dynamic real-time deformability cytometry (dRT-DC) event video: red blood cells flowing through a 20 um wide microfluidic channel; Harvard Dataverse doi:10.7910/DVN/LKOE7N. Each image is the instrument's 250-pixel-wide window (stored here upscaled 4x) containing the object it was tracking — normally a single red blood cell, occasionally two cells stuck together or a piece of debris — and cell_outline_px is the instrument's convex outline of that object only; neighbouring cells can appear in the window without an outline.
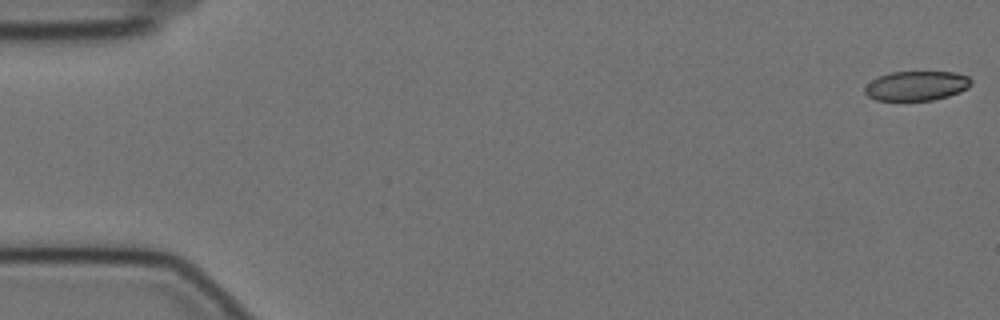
{"species": "Egyptian fruit bat (a non-hibernating species)", "species_latin": "Rousettus aegyptiacus", "temperature_condition": "cold", "stored_images_in_passage": 58, "camera_frame_rate_fps": 3000, "um_per_image_px": 0.085, "animal": {"sex": "female"}, "frame": {"image": 1, "passage_image": 1, "time_ms": 0.0, "image_size_px": [1000, 320], "cell_outline_px": [[972, 84], [968, 88], [960, 92], [948, 96], [932, 100], [876, 100], [868, 96], [864, 92], [864, 88], [872, 80], [880, 76], [892, 72], [956, 72], [968, 76], [972, 80]], "centroid_in_image_um": [77.94, 7.29], "position_along_channel_um": 7.1, "area_um2": 18.26}}
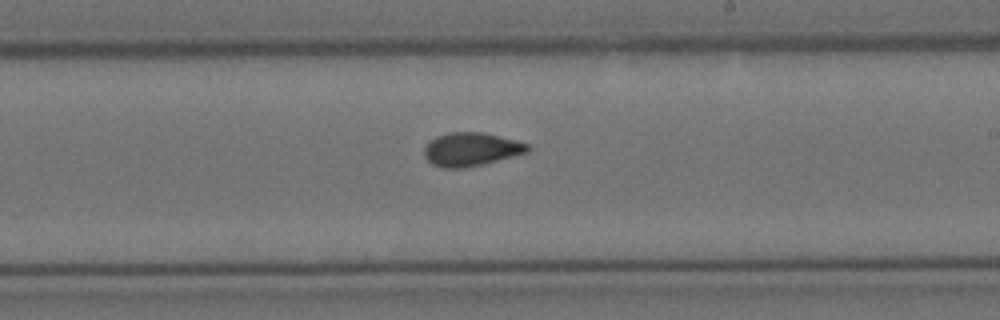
{"frame": {"image": 2, "passage_image": 34, "time_ms": 11.0, "image_size_px": [1000, 320], "cell_outline_px": [[532, 148], [528, 152], [484, 164], [464, 168], [440, 168], [432, 164], [424, 156], [424, 148], [436, 136], [448, 132], [484, 132], [528, 144]], "centroid_in_image_um": [40.04, 12.7], "position_along_channel_um": 249.0, "area_um2": 20.17}}
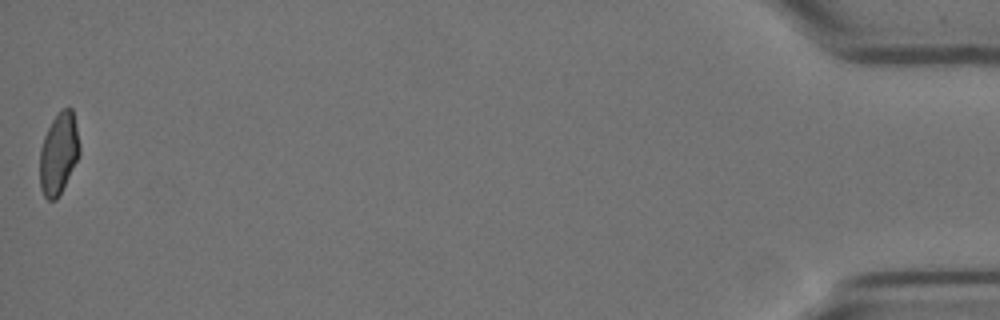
{"frame": {"image": 3, "passage_image": 58, "time_ms": 19.0, "image_size_px": [1000, 320], "cell_outline_px": [[80, 156], [56, 200], [48, 200], [44, 196], [40, 188], [40, 148], [44, 136], [52, 120], [64, 108], [72, 108], [80, 144]], "centroid_in_image_um": [4.99, 13.07], "position_along_channel_um": 430.2, "area_um2": 18.79}, "authors_computed_cell_mechanics": {"area_um2": 19.7098, "velocity_mm_per_s": 3.4768, "shape_relaxation_time_tau1_ms": null, "shape_relaxation_time_tau2_ms": 1.8167, "deformation_change_tau1": null, "deformation_change_tau2": 0.0642}}